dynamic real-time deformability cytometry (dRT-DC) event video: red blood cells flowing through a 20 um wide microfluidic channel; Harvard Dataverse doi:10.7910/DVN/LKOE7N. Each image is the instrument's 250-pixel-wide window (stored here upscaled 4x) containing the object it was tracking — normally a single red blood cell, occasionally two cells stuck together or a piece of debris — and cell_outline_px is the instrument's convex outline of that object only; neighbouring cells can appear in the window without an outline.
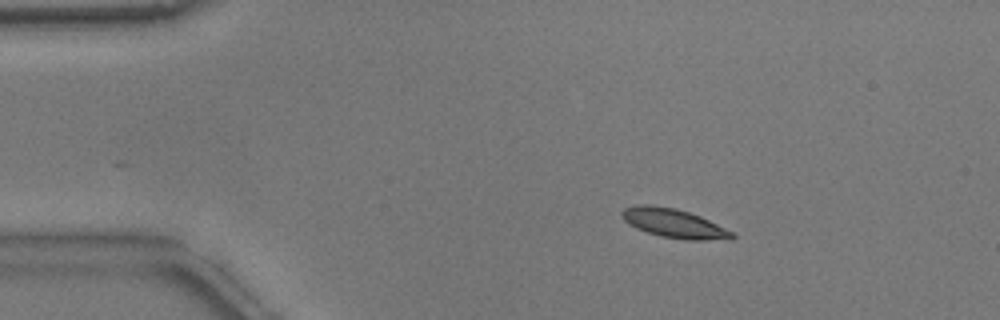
{"species": "common noctule bat (a hibernating species)", "species_latin": "Nyctalus noctula", "temperature_condition": "warm", "stored_images_in_passage": 15, "camera_frame_rate_fps": 3000, "um_per_image_px": 0.085, "animal": {"sex": "male", "body_mass_g": 17.9}, "frame": {"image": 1, "passage_image": 9, "time_ms": 2.667, "image_size_px": [1000, 320], "cell_outline_px": [[736, 236], [732, 240], [684, 240], [660, 236], [636, 228], [628, 224], [620, 216], [620, 212], [624, 208], [640, 204], [652, 204], [676, 208], [700, 216], [732, 232]], "centroid_in_image_um": [57.26, 18.98], "position_along_channel_um": 27.7, "area_um2": 18.79}}